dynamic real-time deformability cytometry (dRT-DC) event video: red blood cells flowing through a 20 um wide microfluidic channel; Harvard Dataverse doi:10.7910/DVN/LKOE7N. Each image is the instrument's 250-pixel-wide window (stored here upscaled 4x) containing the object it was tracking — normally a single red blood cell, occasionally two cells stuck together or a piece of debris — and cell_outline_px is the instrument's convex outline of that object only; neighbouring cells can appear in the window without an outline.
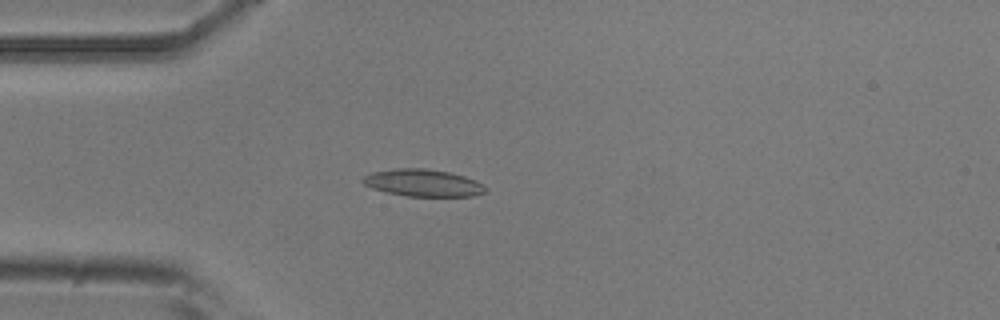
{"species": "common noctule bat (a hibernating species)", "species_latin": "Nyctalus noctula", "temperature_condition": "room temperature", "stored_images_in_passage": 51, "camera_frame_rate_fps": 3000, "um_per_image_px": 0.085, "animal": {"sex": "male", "body_mass_g": 20.5, "forearm_length_mm": 52.5}, "frame": {"image": 1, "passage_image": 13, "time_ms": 4.0, "image_size_px": [1000, 320], "cell_outline_px": [[488, 192], [472, 196], [408, 196], [388, 192], [372, 188], [364, 184], [360, 180], [364, 176], [372, 172], [392, 168], [424, 168], [452, 172], [476, 180], [484, 184], [488, 188]], "centroid_in_image_um": [36.0, 15.53], "position_along_channel_um": 49.0, "area_um2": 19.65}}
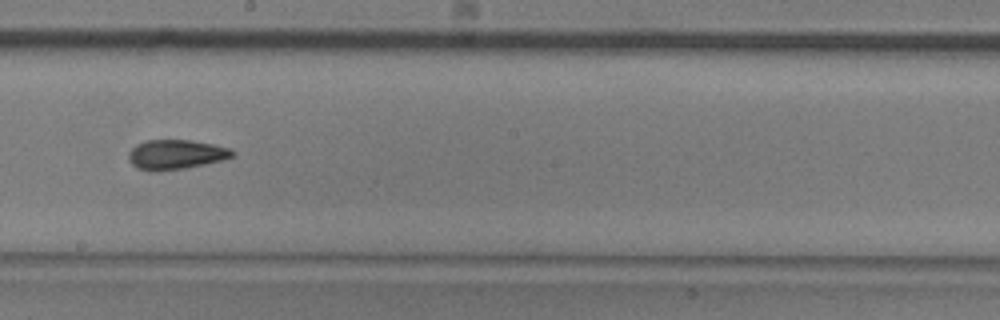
{"frame": {"image": 2, "passage_image": 28, "time_ms": 9.0, "image_size_px": [1000, 320], "cell_outline_px": [[236, 152], [232, 156], [224, 160], [184, 168], [152, 172], [148, 172], [136, 168], [128, 160], [128, 152], [136, 144], [144, 140], [192, 140], [232, 148]], "centroid_in_image_um": [14.92, 13.13], "position_along_channel_um": 233.3, "area_um2": 18.21}}
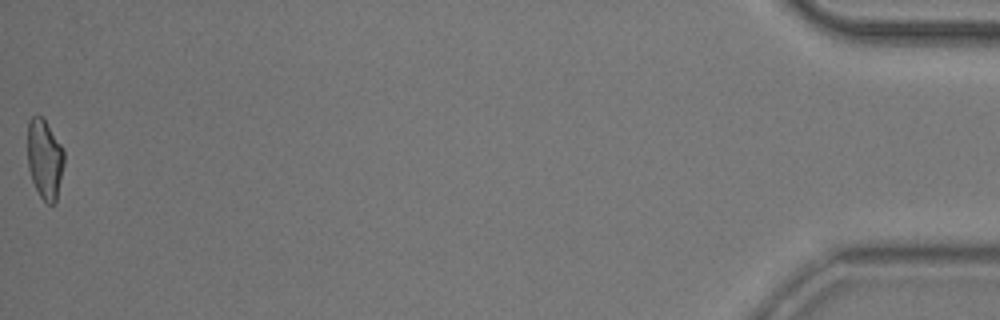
{"frame": {"image": 3, "passage_image": 51, "time_ms": 16.667, "image_size_px": [1000, 320], "cell_outline_px": [[64, 164], [56, 200], [52, 204], [48, 204], [40, 196], [32, 180], [28, 168], [28, 120], [32, 116], [40, 116], [44, 120], [64, 148]], "centroid_in_image_um": [3.8, 13.51], "position_along_channel_um": 431.4, "area_um2": 16.82}, "authors_computed_cell_mechanics": {"area_um2": 17.9758, "velocity_mm_per_s": 3.8927, "shape_relaxation_time_tau1_ms": null, "shape_relaxation_time_tau2_ms": 2.6377, "deformation_change_tau1": null, "deformation_change_tau2": 0.1161}}